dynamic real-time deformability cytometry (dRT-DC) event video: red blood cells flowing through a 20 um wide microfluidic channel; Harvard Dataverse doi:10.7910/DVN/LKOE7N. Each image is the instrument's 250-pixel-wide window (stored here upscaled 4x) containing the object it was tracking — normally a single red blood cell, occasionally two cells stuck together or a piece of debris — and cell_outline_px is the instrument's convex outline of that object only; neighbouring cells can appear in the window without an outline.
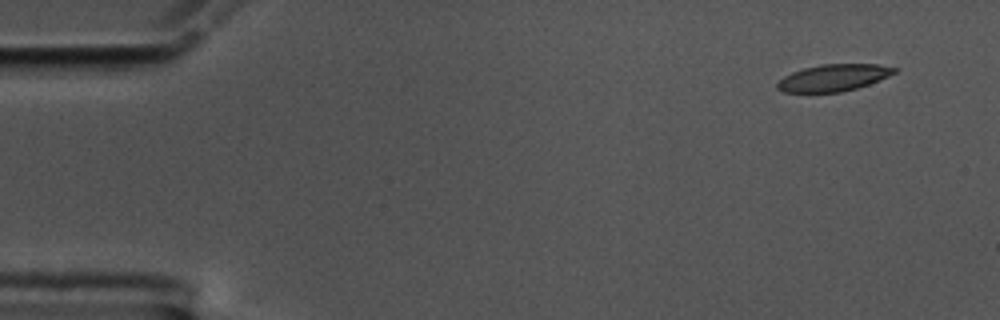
{"species": "common noctule bat (a hibernating species)", "species_latin": "Nyctalus noctula", "temperature_condition": "cold", "stored_images_in_passage": 54, "camera_frame_rate_fps": 3000, "um_per_image_px": 0.085, "animal": {"sex": "male", "body_mass_g": 17.5, "forearm_length_mm": 52.3}, "frame": {"image": 1, "passage_image": 1, "time_ms": 0.0, "image_size_px": [1000, 320], "cell_outline_px": [[900, 68], [896, 72], [888, 76], [868, 84], [856, 88], [840, 92], [784, 92], [776, 88], [776, 84], [784, 76], [792, 72], [804, 68], [820, 64], [880, 64]], "centroid_in_image_um": [70.86, 6.59], "position_along_channel_um": 14.1, "area_um2": 18.26}}
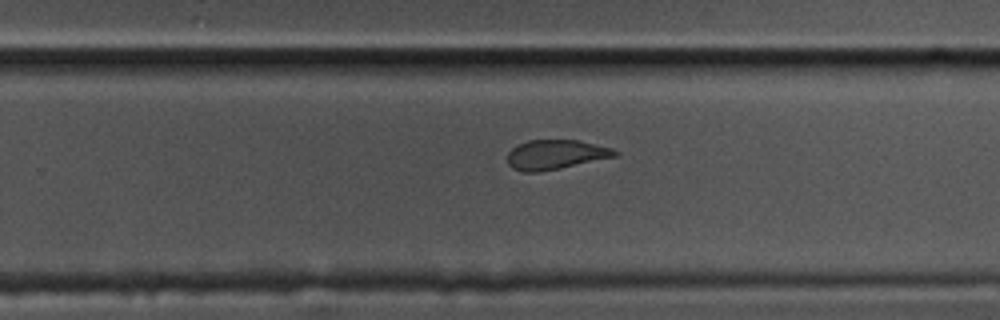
{"frame": {"image": 2, "passage_image": 33, "time_ms": 10.667, "image_size_px": [1000, 320], "cell_outline_px": [[620, 152], [616, 156], [540, 172], [524, 172], [512, 168], [508, 164], [508, 152], [516, 144], [528, 140], [580, 140], [612, 148]], "centroid_in_image_um": [47.2, 13.13], "position_along_channel_um": 282.6, "area_um2": 18.5}}
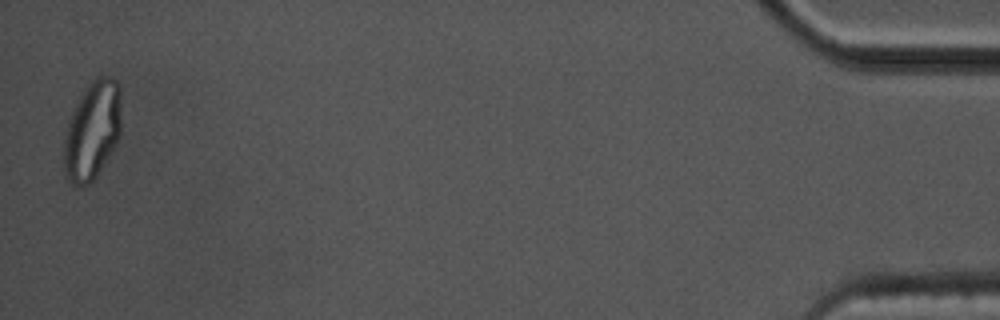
{"frame": {"image": 3, "passage_image": 53, "time_ms": 17.333, "image_size_px": [1000, 320], "cell_outline_px": [[120, 136], [116, 144], [96, 176], [88, 184], [72, 184], [64, 172], [64, 140], [68, 120], [80, 96], [88, 84], [96, 76], [112, 76], [120, 84]], "centroid_in_image_um": [7.85, 11.04], "position_along_channel_um": 427.3, "area_um2": 32.77}, "authors_computed_cell_mechanics": {"area_um2": 19.6809, "velocity_mm_per_s": 3.5412, "shape_relaxation_time_tau1_ms": null, "shape_relaxation_time_tau2_ms": 1.6042, "deformation_change_tau1": null, "deformation_change_tau2": 0.0702}}